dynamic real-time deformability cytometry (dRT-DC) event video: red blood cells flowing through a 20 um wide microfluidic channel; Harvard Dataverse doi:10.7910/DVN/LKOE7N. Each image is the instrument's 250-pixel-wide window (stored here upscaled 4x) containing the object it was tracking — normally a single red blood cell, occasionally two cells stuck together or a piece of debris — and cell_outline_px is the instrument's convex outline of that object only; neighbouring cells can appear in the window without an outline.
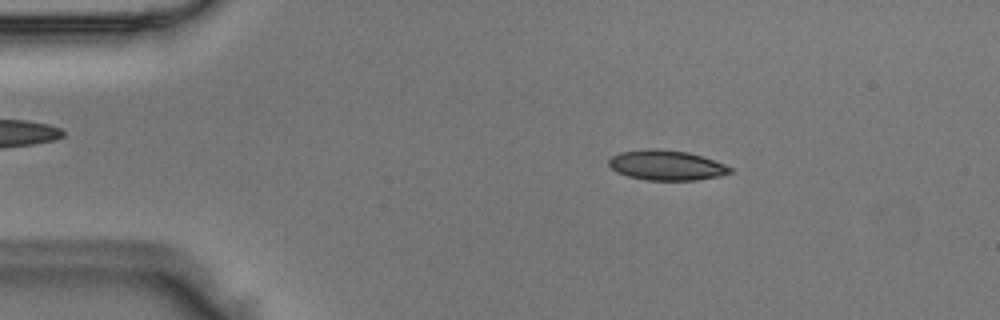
{"species": "Egyptian fruit bat (a non-hibernating species)", "species_latin": "Rousettus aegyptiacus", "temperature_condition": "room temperature", "stored_images_in_passage": 3, "camera_frame_rate_fps": 3000, "um_per_image_px": 0.085, "animal": {"sex": "male"}, "frame": {"image": 1, "passage_image": 1, "time_ms": 0.0, "image_size_px": [1000, 320], "cell_outline_px": [[732, 172], [720, 176], [696, 180], [644, 180], [628, 176], [616, 172], [608, 164], [608, 160], [612, 156], [620, 152], [648, 148], [656, 148], [688, 152], [724, 164], [732, 168]], "centroid_in_image_um": [56.61, 14.04], "position_along_channel_um": 28.4, "area_um2": 21.21}}
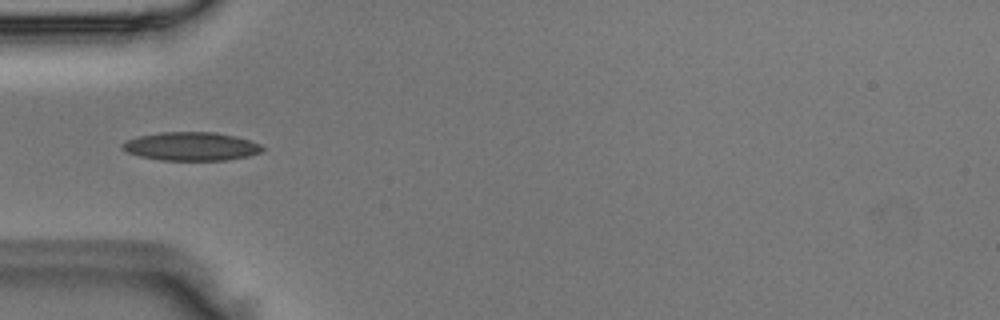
{"frame": {"image": 2, "passage_image": 3, "time_ms": 0.667, "image_size_px": [1000, 320], "cell_outline_px": [[264, 148], [260, 152], [248, 156], [224, 160], [160, 160], [140, 156], [128, 152], [120, 148], [120, 144], [128, 140], [140, 136], [160, 132], [216, 132], [236, 136], [260, 144]], "centroid_in_image_um": [16.24, 12.44], "position_along_channel_um": 68.8, "area_um2": 23.12}}